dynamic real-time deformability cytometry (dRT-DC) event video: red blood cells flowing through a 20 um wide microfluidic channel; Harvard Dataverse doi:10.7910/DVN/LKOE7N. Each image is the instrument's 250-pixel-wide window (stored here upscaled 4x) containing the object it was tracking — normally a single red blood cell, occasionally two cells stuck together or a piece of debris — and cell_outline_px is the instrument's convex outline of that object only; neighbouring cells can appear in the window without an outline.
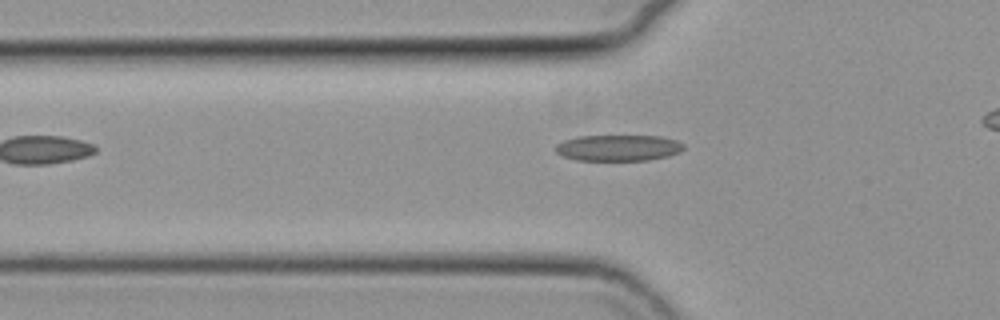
{"species": "common noctule bat (a hibernating species)", "species_latin": "Nyctalus noctula", "temperature_condition": "cold", "stored_images_in_passage": 34, "camera_frame_rate_fps": 3000, "um_per_image_px": 0.085, "animal": {"sex": "female", "body_mass_g": 19.3, "forearm_length_mm": 54.1}, "frame": {"image": 1, "passage_image": 4, "time_ms": 1.0, "image_size_px": [1000, 320], "cell_outline_px": [[684, 148], [680, 152], [668, 156], [648, 160], [576, 160], [564, 156], [556, 152], [556, 144], [564, 140], [576, 136], [660, 136], [676, 140], [684, 144]], "centroid_in_image_um": [52.56, 12.56], "position_along_channel_um": 73.2, "area_um2": 19.48}}
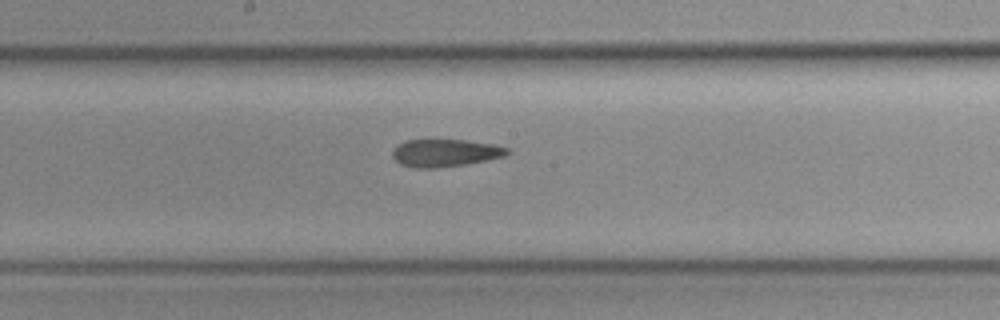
{"frame": {"image": 2, "passage_image": 15, "time_ms": 4.667, "image_size_px": [1000, 320], "cell_outline_px": [[512, 152], [504, 156], [464, 164], [436, 168], [416, 168], [400, 164], [392, 156], [392, 152], [404, 140], [464, 140], [492, 144], [508, 148]], "centroid_in_image_um": [37.83, 13.0], "position_along_channel_um": 210.4, "area_um2": 18.15}}
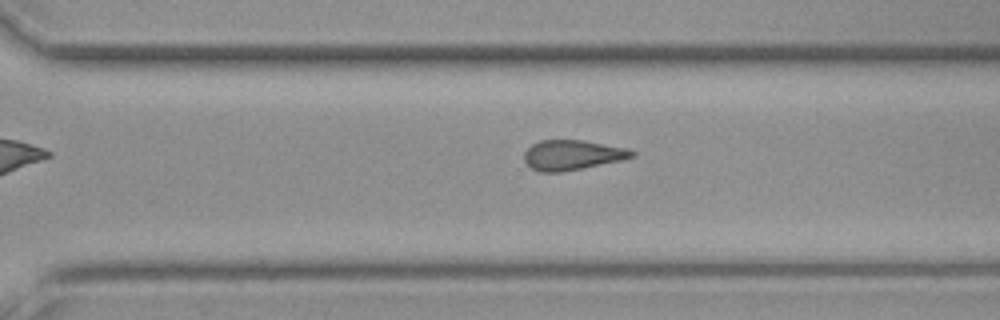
{"frame": {"image": 3, "passage_image": 24, "time_ms": 7.667, "image_size_px": [1000, 320], "cell_outline_px": [[636, 156], [624, 160], [560, 172], [540, 172], [532, 168], [524, 160], [524, 152], [532, 144], [540, 140], [584, 140], [628, 148], [636, 152]], "centroid_in_image_um": [48.68, 13.17], "position_along_channel_um": 321.9, "area_um2": 18.9}}